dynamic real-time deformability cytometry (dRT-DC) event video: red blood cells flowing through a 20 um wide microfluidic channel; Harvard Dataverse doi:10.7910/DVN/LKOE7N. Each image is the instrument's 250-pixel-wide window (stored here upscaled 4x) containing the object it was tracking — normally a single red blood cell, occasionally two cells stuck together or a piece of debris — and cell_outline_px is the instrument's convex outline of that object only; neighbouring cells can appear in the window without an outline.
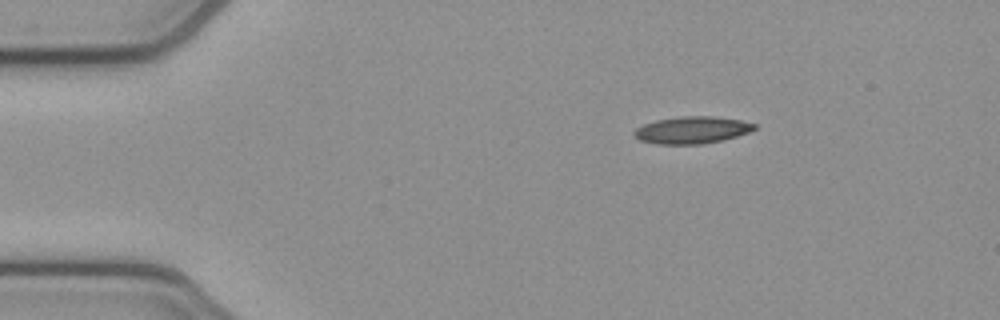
{"species": "common noctule bat (a hibernating species)", "species_latin": "Nyctalus noctula", "temperature_condition": "cold", "stored_images_in_passage": 45, "camera_frame_rate_fps": 3000, "um_per_image_px": 0.085, "animal": {"sex": "female", "body_mass_g": 21.9}, "frame": {"image": 1, "passage_image": 1, "time_ms": 0.0, "image_size_px": [1000, 320], "cell_outline_px": [[756, 128], [748, 132], [736, 136], [720, 140], [700, 144], [656, 144], [640, 140], [632, 136], [632, 132], [636, 128], [644, 124], [656, 120], [680, 116], [712, 116], [740, 120], [756, 124]], "centroid_in_image_um": [58.76, 11.05], "position_along_channel_um": 26.2, "area_um2": 18.9}}
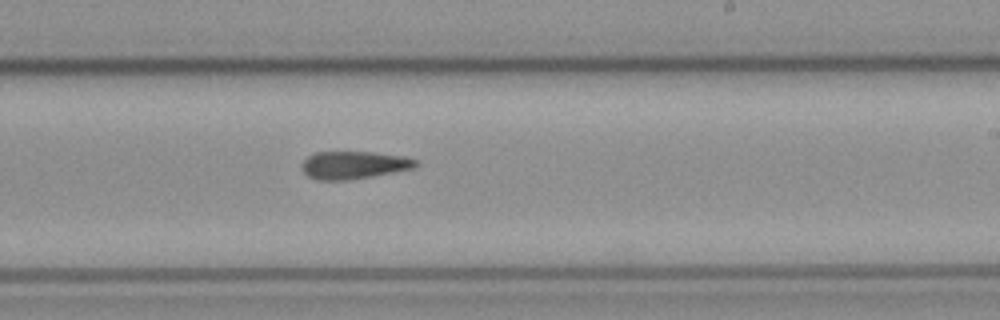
{"frame": {"image": 2, "passage_image": 24, "time_ms": 7.667, "image_size_px": [1000, 320], "cell_outline_px": [[420, 164], [416, 168], [372, 176], [348, 180], [316, 180], [308, 176], [300, 168], [300, 164], [308, 156], [316, 152], [372, 152], [404, 156], [416, 160]], "centroid_in_image_um": [30.07, 14.03], "position_along_channel_um": 258.9, "area_um2": 18.55}}
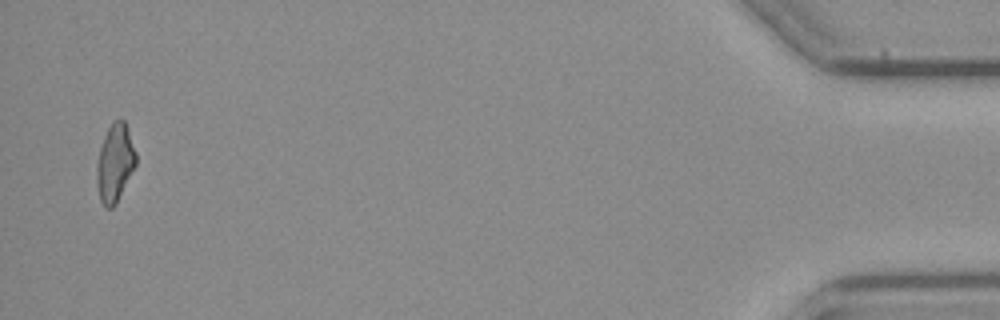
{"frame": {"image": 3, "passage_image": 44, "time_ms": 14.333, "image_size_px": [1000, 320], "cell_outline_px": [[136, 164], [116, 204], [112, 208], [104, 208], [100, 200], [96, 184], [96, 164], [100, 148], [104, 136], [112, 120], [120, 116], [124, 120], [136, 152]], "centroid_in_image_um": [9.75, 13.84], "position_along_channel_um": 425.5, "area_um2": 17.98}, "authors_computed_cell_mechanics": {"area_um2": 18.6116, "velocity_mm_per_s": 3.8747, "shape_relaxation_time_tau1_ms": null, "shape_relaxation_time_tau2_ms": 9.002, "deformation_change_tau1": null, "deformation_change_tau2": 0.2179}}